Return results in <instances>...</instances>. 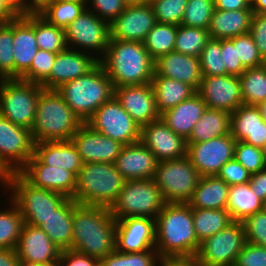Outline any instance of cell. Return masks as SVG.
Listing matches in <instances>:
<instances>
[{"instance_id":"cell-55","label":"cell","mask_w":266,"mask_h":266,"mask_svg":"<svg viewBox=\"0 0 266 266\" xmlns=\"http://www.w3.org/2000/svg\"><path fill=\"white\" fill-rule=\"evenodd\" d=\"M234 266H266V247L246 242Z\"/></svg>"},{"instance_id":"cell-62","label":"cell","mask_w":266,"mask_h":266,"mask_svg":"<svg viewBox=\"0 0 266 266\" xmlns=\"http://www.w3.org/2000/svg\"><path fill=\"white\" fill-rule=\"evenodd\" d=\"M215 9L236 11L243 9H251V4L248 0H214Z\"/></svg>"},{"instance_id":"cell-32","label":"cell","mask_w":266,"mask_h":266,"mask_svg":"<svg viewBox=\"0 0 266 266\" xmlns=\"http://www.w3.org/2000/svg\"><path fill=\"white\" fill-rule=\"evenodd\" d=\"M229 189L230 186L217 175L202 176L187 204L191 208L226 209Z\"/></svg>"},{"instance_id":"cell-2","label":"cell","mask_w":266,"mask_h":266,"mask_svg":"<svg viewBox=\"0 0 266 266\" xmlns=\"http://www.w3.org/2000/svg\"><path fill=\"white\" fill-rule=\"evenodd\" d=\"M155 249L162 257H193L200 242L196 237L192 208L187 203H165L155 219Z\"/></svg>"},{"instance_id":"cell-27","label":"cell","mask_w":266,"mask_h":266,"mask_svg":"<svg viewBox=\"0 0 266 266\" xmlns=\"http://www.w3.org/2000/svg\"><path fill=\"white\" fill-rule=\"evenodd\" d=\"M154 73L188 84L196 92L202 80L200 59L177 51L170 52L155 60Z\"/></svg>"},{"instance_id":"cell-12","label":"cell","mask_w":266,"mask_h":266,"mask_svg":"<svg viewBox=\"0 0 266 266\" xmlns=\"http://www.w3.org/2000/svg\"><path fill=\"white\" fill-rule=\"evenodd\" d=\"M245 243L243 223L234 221L200 242L195 258L201 266H234Z\"/></svg>"},{"instance_id":"cell-34","label":"cell","mask_w":266,"mask_h":266,"mask_svg":"<svg viewBox=\"0 0 266 266\" xmlns=\"http://www.w3.org/2000/svg\"><path fill=\"white\" fill-rule=\"evenodd\" d=\"M151 85L160 114L177 106L196 93V91L188 84L175 79L158 76L155 73Z\"/></svg>"},{"instance_id":"cell-65","label":"cell","mask_w":266,"mask_h":266,"mask_svg":"<svg viewBox=\"0 0 266 266\" xmlns=\"http://www.w3.org/2000/svg\"><path fill=\"white\" fill-rule=\"evenodd\" d=\"M6 5L16 14L22 15L23 0H3Z\"/></svg>"},{"instance_id":"cell-71","label":"cell","mask_w":266,"mask_h":266,"mask_svg":"<svg viewBox=\"0 0 266 266\" xmlns=\"http://www.w3.org/2000/svg\"><path fill=\"white\" fill-rule=\"evenodd\" d=\"M62 1H71V2H76V1H86V0H62Z\"/></svg>"},{"instance_id":"cell-11","label":"cell","mask_w":266,"mask_h":266,"mask_svg":"<svg viewBox=\"0 0 266 266\" xmlns=\"http://www.w3.org/2000/svg\"><path fill=\"white\" fill-rule=\"evenodd\" d=\"M34 145L31 130L0 115V181L26 165L34 154Z\"/></svg>"},{"instance_id":"cell-28","label":"cell","mask_w":266,"mask_h":266,"mask_svg":"<svg viewBox=\"0 0 266 266\" xmlns=\"http://www.w3.org/2000/svg\"><path fill=\"white\" fill-rule=\"evenodd\" d=\"M230 133L236 141L262 148L266 143V121L259 108L243 104L232 112Z\"/></svg>"},{"instance_id":"cell-19","label":"cell","mask_w":266,"mask_h":266,"mask_svg":"<svg viewBox=\"0 0 266 266\" xmlns=\"http://www.w3.org/2000/svg\"><path fill=\"white\" fill-rule=\"evenodd\" d=\"M71 48L58 52L49 77L41 84L44 89L56 90L62 84L88 74L98 64L99 59Z\"/></svg>"},{"instance_id":"cell-46","label":"cell","mask_w":266,"mask_h":266,"mask_svg":"<svg viewBox=\"0 0 266 266\" xmlns=\"http://www.w3.org/2000/svg\"><path fill=\"white\" fill-rule=\"evenodd\" d=\"M13 19L0 23V79H14Z\"/></svg>"},{"instance_id":"cell-4","label":"cell","mask_w":266,"mask_h":266,"mask_svg":"<svg viewBox=\"0 0 266 266\" xmlns=\"http://www.w3.org/2000/svg\"><path fill=\"white\" fill-rule=\"evenodd\" d=\"M83 122L65 103L56 90L43 89L39 95L34 125L33 139L43 141H71L72 136Z\"/></svg>"},{"instance_id":"cell-30","label":"cell","mask_w":266,"mask_h":266,"mask_svg":"<svg viewBox=\"0 0 266 266\" xmlns=\"http://www.w3.org/2000/svg\"><path fill=\"white\" fill-rule=\"evenodd\" d=\"M42 164L64 168L76 177L83 162L72 141L36 142L33 154Z\"/></svg>"},{"instance_id":"cell-57","label":"cell","mask_w":266,"mask_h":266,"mask_svg":"<svg viewBox=\"0 0 266 266\" xmlns=\"http://www.w3.org/2000/svg\"><path fill=\"white\" fill-rule=\"evenodd\" d=\"M263 59L266 58V14L253 13L250 32Z\"/></svg>"},{"instance_id":"cell-64","label":"cell","mask_w":266,"mask_h":266,"mask_svg":"<svg viewBox=\"0 0 266 266\" xmlns=\"http://www.w3.org/2000/svg\"><path fill=\"white\" fill-rule=\"evenodd\" d=\"M16 14L6 5L3 0H0V23H7L13 19Z\"/></svg>"},{"instance_id":"cell-58","label":"cell","mask_w":266,"mask_h":266,"mask_svg":"<svg viewBox=\"0 0 266 266\" xmlns=\"http://www.w3.org/2000/svg\"><path fill=\"white\" fill-rule=\"evenodd\" d=\"M59 262L62 266H100V260L73 249L61 250Z\"/></svg>"},{"instance_id":"cell-14","label":"cell","mask_w":266,"mask_h":266,"mask_svg":"<svg viewBox=\"0 0 266 266\" xmlns=\"http://www.w3.org/2000/svg\"><path fill=\"white\" fill-rule=\"evenodd\" d=\"M91 128L123 145L140 141L141 127L113 96L86 121Z\"/></svg>"},{"instance_id":"cell-53","label":"cell","mask_w":266,"mask_h":266,"mask_svg":"<svg viewBox=\"0 0 266 266\" xmlns=\"http://www.w3.org/2000/svg\"><path fill=\"white\" fill-rule=\"evenodd\" d=\"M126 7L127 4L124 0H86V9L109 24L113 22Z\"/></svg>"},{"instance_id":"cell-49","label":"cell","mask_w":266,"mask_h":266,"mask_svg":"<svg viewBox=\"0 0 266 266\" xmlns=\"http://www.w3.org/2000/svg\"><path fill=\"white\" fill-rule=\"evenodd\" d=\"M150 5L158 23L181 25L187 0H151Z\"/></svg>"},{"instance_id":"cell-16","label":"cell","mask_w":266,"mask_h":266,"mask_svg":"<svg viewBox=\"0 0 266 266\" xmlns=\"http://www.w3.org/2000/svg\"><path fill=\"white\" fill-rule=\"evenodd\" d=\"M197 93L210 109L232 113L243 105L240 80L236 75L202 76Z\"/></svg>"},{"instance_id":"cell-17","label":"cell","mask_w":266,"mask_h":266,"mask_svg":"<svg viewBox=\"0 0 266 266\" xmlns=\"http://www.w3.org/2000/svg\"><path fill=\"white\" fill-rule=\"evenodd\" d=\"M157 23L150 4L127 5L110 23V39L144 42Z\"/></svg>"},{"instance_id":"cell-7","label":"cell","mask_w":266,"mask_h":266,"mask_svg":"<svg viewBox=\"0 0 266 266\" xmlns=\"http://www.w3.org/2000/svg\"><path fill=\"white\" fill-rule=\"evenodd\" d=\"M125 182L114 163H83L73 199L78 204L110 209Z\"/></svg>"},{"instance_id":"cell-26","label":"cell","mask_w":266,"mask_h":266,"mask_svg":"<svg viewBox=\"0 0 266 266\" xmlns=\"http://www.w3.org/2000/svg\"><path fill=\"white\" fill-rule=\"evenodd\" d=\"M37 51L34 15H16L13 18L14 79L30 68Z\"/></svg>"},{"instance_id":"cell-29","label":"cell","mask_w":266,"mask_h":266,"mask_svg":"<svg viewBox=\"0 0 266 266\" xmlns=\"http://www.w3.org/2000/svg\"><path fill=\"white\" fill-rule=\"evenodd\" d=\"M207 105L196 92L177 106L161 113L162 121L177 135L187 140Z\"/></svg>"},{"instance_id":"cell-38","label":"cell","mask_w":266,"mask_h":266,"mask_svg":"<svg viewBox=\"0 0 266 266\" xmlns=\"http://www.w3.org/2000/svg\"><path fill=\"white\" fill-rule=\"evenodd\" d=\"M244 105L258 106L266 101V68L264 66L246 69L240 76Z\"/></svg>"},{"instance_id":"cell-9","label":"cell","mask_w":266,"mask_h":266,"mask_svg":"<svg viewBox=\"0 0 266 266\" xmlns=\"http://www.w3.org/2000/svg\"><path fill=\"white\" fill-rule=\"evenodd\" d=\"M200 177L186 155L182 158L158 162L153 180L165 203H187Z\"/></svg>"},{"instance_id":"cell-50","label":"cell","mask_w":266,"mask_h":266,"mask_svg":"<svg viewBox=\"0 0 266 266\" xmlns=\"http://www.w3.org/2000/svg\"><path fill=\"white\" fill-rule=\"evenodd\" d=\"M234 159L243 165L250 173L256 174L266 167L262 148L255 147L243 141H237Z\"/></svg>"},{"instance_id":"cell-15","label":"cell","mask_w":266,"mask_h":266,"mask_svg":"<svg viewBox=\"0 0 266 266\" xmlns=\"http://www.w3.org/2000/svg\"><path fill=\"white\" fill-rule=\"evenodd\" d=\"M236 140L230 134L201 143H187V156L199 175L215 176L222 166L234 159Z\"/></svg>"},{"instance_id":"cell-22","label":"cell","mask_w":266,"mask_h":266,"mask_svg":"<svg viewBox=\"0 0 266 266\" xmlns=\"http://www.w3.org/2000/svg\"><path fill=\"white\" fill-rule=\"evenodd\" d=\"M114 96L140 127L161 118L151 83L115 87Z\"/></svg>"},{"instance_id":"cell-44","label":"cell","mask_w":266,"mask_h":266,"mask_svg":"<svg viewBox=\"0 0 266 266\" xmlns=\"http://www.w3.org/2000/svg\"><path fill=\"white\" fill-rule=\"evenodd\" d=\"M159 258L156 249L131 253L115 250L100 260V266H157Z\"/></svg>"},{"instance_id":"cell-31","label":"cell","mask_w":266,"mask_h":266,"mask_svg":"<svg viewBox=\"0 0 266 266\" xmlns=\"http://www.w3.org/2000/svg\"><path fill=\"white\" fill-rule=\"evenodd\" d=\"M252 9L236 11L215 9L208 27L213 39H231L250 32Z\"/></svg>"},{"instance_id":"cell-73","label":"cell","mask_w":266,"mask_h":266,"mask_svg":"<svg viewBox=\"0 0 266 266\" xmlns=\"http://www.w3.org/2000/svg\"><path fill=\"white\" fill-rule=\"evenodd\" d=\"M263 66L266 68V58L264 59V64Z\"/></svg>"},{"instance_id":"cell-43","label":"cell","mask_w":266,"mask_h":266,"mask_svg":"<svg viewBox=\"0 0 266 266\" xmlns=\"http://www.w3.org/2000/svg\"><path fill=\"white\" fill-rule=\"evenodd\" d=\"M86 9V1L55 0L40 15L50 24L65 29Z\"/></svg>"},{"instance_id":"cell-33","label":"cell","mask_w":266,"mask_h":266,"mask_svg":"<svg viewBox=\"0 0 266 266\" xmlns=\"http://www.w3.org/2000/svg\"><path fill=\"white\" fill-rule=\"evenodd\" d=\"M73 199L69 198L54 214L43 220L38 227L60 249H72Z\"/></svg>"},{"instance_id":"cell-66","label":"cell","mask_w":266,"mask_h":266,"mask_svg":"<svg viewBox=\"0 0 266 266\" xmlns=\"http://www.w3.org/2000/svg\"><path fill=\"white\" fill-rule=\"evenodd\" d=\"M251 9L256 14H266V0H253Z\"/></svg>"},{"instance_id":"cell-40","label":"cell","mask_w":266,"mask_h":266,"mask_svg":"<svg viewBox=\"0 0 266 266\" xmlns=\"http://www.w3.org/2000/svg\"><path fill=\"white\" fill-rule=\"evenodd\" d=\"M34 31L38 49L58 53L68 48L65 29L50 24L41 15H34Z\"/></svg>"},{"instance_id":"cell-68","label":"cell","mask_w":266,"mask_h":266,"mask_svg":"<svg viewBox=\"0 0 266 266\" xmlns=\"http://www.w3.org/2000/svg\"><path fill=\"white\" fill-rule=\"evenodd\" d=\"M260 110L261 116L266 121V101L262 102L257 106Z\"/></svg>"},{"instance_id":"cell-52","label":"cell","mask_w":266,"mask_h":266,"mask_svg":"<svg viewBox=\"0 0 266 266\" xmlns=\"http://www.w3.org/2000/svg\"><path fill=\"white\" fill-rule=\"evenodd\" d=\"M242 223L246 242L266 247V208L247 217Z\"/></svg>"},{"instance_id":"cell-63","label":"cell","mask_w":266,"mask_h":266,"mask_svg":"<svg viewBox=\"0 0 266 266\" xmlns=\"http://www.w3.org/2000/svg\"><path fill=\"white\" fill-rule=\"evenodd\" d=\"M16 249H0V266H19Z\"/></svg>"},{"instance_id":"cell-25","label":"cell","mask_w":266,"mask_h":266,"mask_svg":"<svg viewBox=\"0 0 266 266\" xmlns=\"http://www.w3.org/2000/svg\"><path fill=\"white\" fill-rule=\"evenodd\" d=\"M157 163L154 154L141 141L124 145L114 162L126 181L153 178Z\"/></svg>"},{"instance_id":"cell-18","label":"cell","mask_w":266,"mask_h":266,"mask_svg":"<svg viewBox=\"0 0 266 266\" xmlns=\"http://www.w3.org/2000/svg\"><path fill=\"white\" fill-rule=\"evenodd\" d=\"M19 173L35 187L74 198L77 177L64 168L42 164L33 155Z\"/></svg>"},{"instance_id":"cell-36","label":"cell","mask_w":266,"mask_h":266,"mask_svg":"<svg viewBox=\"0 0 266 266\" xmlns=\"http://www.w3.org/2000/svg\"><path fill=\"white\" fill-rule=\"evenodd\" d=\"M264 208L265 203L251 190L249 182L230 186L226 209L233 221L243 222Z\"/></svg>"},{"instance_id":"cell-3","label":"cell","mask_w":266,"mask_h":266,"mask_svg":"<svg viewBox=\"0 0 266 266\" xmlns=\"http://www.w3.org/2000/svg\"><path fill=\"white\" fill-rule=\"evenodd\" d=\"M99 63L114 88L151 83L154 75L155 61L142 42L110 39Z\"/></svg>"},{"instance_id":"cell-23","label":"cell","mask_w":266,"mask_h":266,"mask_svg":"<svg viewBox=\"0 0 266 266\" xmlns=\"http://www.w3.org/2000/svg\"><path fill=\"white\" fill-rule=\"evenodd\" d=\"M140 141L151 150L158 162L187 155L186 140L158 119L141 127Z\"/></svg>"},{"instance_id":"cell-21","label":"cell","mask_w":266,"mask_h":266,"mask_svg":"<svg viewBox=\"0 0 266 266\" xmlns=\"http://www.w3.org/2000/svg\"><path fill=\"white\" fill-rule=\"evenodd\" d=\"M83 163H114L124 146L83 123L72 136Z\"/></svg>"},{"instance_id":"cell-48","label":"cell","mask_w":266,"mask_h":266,"mask_svg":"<svg viewBox=\"0 0 266 266\" xmlns=\"http://www.w3.org/2000/svg\"><path fill=\"white\" fill-rule=\"evenodd\" d=\"M56 56L57 53L38 49L30 68L19 79L41 85L49 77Z\"/></svg>"},{"instance_id":"cell-72","label":"cell","mask_w":266,"mask_h":266,"mask_svg":"<svg viewBox=\"0 0 266 266\" xmlns=\"http://www.w3.org/2000/svg\"><path fill=\"white\" fill-rule=\"evenodd\" d=\"M50 266H62V265L60 264V262H58V263L50 265Z\"/></svg>"},{"instance_id":"cell-47","label":"cell","mask_w":266,"mask_h":266,"mask_svg":"<svg viewBox=\"0 0 266 266\" xmlns=\"http://www.w3.org/2000/svg\"><path fill=\"white\" fill-rule=\"evenodd\" d=\"M221 52V39L219 40L210 38L207 41L201 55L199 56L202 76H217L228 74L223 63Z\"/></svg>"},{"instance_id":"cell-39","label":"cell","mask_w":266,"mask_h":266,"mask_svg":"<svg viewBox=\"0 0 266 266\" xmlns=\"http://www.w3.org/2000/svg\"><path fill=\"white\" fill-rule=\"evenodd\" d=\"M176 33L177 25L157 22L147 34L143 44L154 61L174 51Z\"/></svg>"},{"instance_id":"cell-24","label":"cell","mask_w":266,"mask_h":266,"mask_svg":"<svg viewBox=\"0 0 266 266\" xmlns=\"http://www.w3.org/2000/svg\"><path fill=\"white\" fill-rule=\"evenodd\" d=\"M20 261H28L50 266L59 262L61 250L39 227L24 223L16 246Z\"/></svg>"},{"instance_id":"cell-59","label":"cell","mask_w":266,"mask_h":266,"mask_svg":"<svg viewBox=\"0 0 266 266\" xmlns=\"http://www.w3.org/2000/svg\"><path fill=\"white\" fill-rule=\"evenodd\" d=\"M249 185L257 197L266 203V167L251 175Z\"/></svg>"},{"instance_id":"cell-41","label":"cell","mask_w":266,"mask_h":266,"mask_svg":"<svg viewBox=\"0 0 266 266\" xmlns=\"http://www.w3.org/2000/svg\"><path fill=\"white\" fill-rule=\"evenodd\" d=\"M10 208L0 209V249H15L24 225L17 205L11 200Z\"/></svg>"},{"instance_id":"cell-13","label":"cell","mask_w":266,"mask_h":266,"mask_svg":"<svg viewBox=\"0 0 266 266\" xmlns=\"http://www.w3.org/2000/svg\"><path fill=\"white\" fill-rule=\"evenodd\" d=\"M65 35L68 48L88 52L100 60L109 45L110 24L85 9L65 28Z\"/></svg>"},{"instance_id":"cell-20","label":"cell","mask_w":266,"mask_h":266,"mask_svg":"<svg viewBox=\"0 0 266 266\" xmlns=\"http://www.w3.org/2000/svg\"><path fill=\"white\" fill-rule=\"evenodd\" d=\"M155 219L126 217L116 220V250L123 253L155 249Z\"/></svg>"},{"instance_id":"cell-37","label":"cell","mask_w":266,"mask_h":266,"mask_svg":"<svg viewBox=\"0 0 266 266\" xmlns=\"http://www.w3.org/2000/svg\"><path fill=\"white\" fill-rule=\"evenodd\" d=\"M192 217L199 242L215 235L234 222L227 209L192 208Z\"/></svg>"},{"instance_id":"cell-8","label":"cell","mask_w":266,"mask_h":266,"mask_svg":"<svg viewBox=\"0 0 266 266\" xmlns=\"http://www.w3.org/2000/svg\"><path fill=\"white\" fill-rule=\"evenodd\" d=\"M165 202L153 178L129 180L124 183L110 212L115 220L126 217L156 219Z\"/></svg>"},{"instance_id":"cell-42","label":"cell","mask_w":266,"mask_h":266,"mask_svg":"<svg viewBox=\"0 0 266 266\" xmlns=\"http://www.w3.org/2000/svg\"><path fill=\"white\" fill-rule=\"evenodd\" d=\"M209 39L208 29L178 25L174 51L199 58Z\"/></svg>"},{"instance_id":"cell-35","label":"cell","mask_w":266,"mask_h":266,"mask_svg":"<svg viewBox=\"0 0 266 266\" xmlns=\"http://www.w3.org/2000/svg\"><path fill=\"white\" fill-rule=\"evenodd\" d=\"M231 113L207 108L186 143H201L230 134Z\"/></svg>"},{"instance_id":"cell-5","label":"cell","mask_w":266,"mask_h":266,"mask_svg":"<svg viewBox=\"0 0 266 266\" xmlns=\"http://www.w3.org/2000/svg\"><path fill=\"white\" fill-rule=\"evenodd\" d=\"M0 185L10 190L7 193H12L9 200L17 205L24 223L35 227L69 199L60 193L33 186L19 172L7 174Z\"/></svg>"},{"instance_id":"cell-1","label":"cell","mask_w":266,"mask_h":266,"mask_svg":"<svg viewBox=\"0 0 266 266\" xmlns=\"http://www.w3.org/2000/svg\"><path fill=\"white\" fill-rule=\"evenodd\" d=\"M72 249L103 259L116 250V220L110 209L78 204L73 199Z\"/></svg>"},{"instance_id":"cell-51","label":"cell","mask_w":266,"mask_h":266,"mask_svg":"<svg viewBox=\"0 0 266 266\" xmlns=\"http://www.w3.org/2000/svg\"><path fill=\"white\" fill-rule=\"evenodd\" d=\"M237 46V54L242 65L248 68L263 66L264 59L260 55L252 36L248 34L236 36L230 39Z\"/></svg>"},{"instance_id":"cell-70","label":"cell","mask_w":266,"mask_h":266,"mask_svg":"<svg viewBox=\"0 0 266 266\" xmlns=\"http://www.w3.org/2000/svg\"><path fill=\"white\" fill-rule=\"evenodd\" d=\"M262 152L264 154V158H265V161H266V143L264 144V146L262 147Z\"/></svg>"},{"instance_id":"cell-56","label":"cell","mask_w":266,"mask_h":266,"mask_svg":"<svg viewBox=\"0 0 266 266\" xmlns=\"http://www.w3.org/2000/svg\"><path fill=\"white\" fill-rule=\"evenodd\" d=\"M223 63L226 72L230 75L240 76L246 68L242 65L237 54V46L230 39H221Z\"/></svg>"},{"instance_id":"cell-6","label":"cell","mask_w":266,"mask_h":266,"mask_svg":"<svg viewBox=\"0 0 266 266\" xmlns=\"http://www.w3.org/2000/svg\"><path fill=\"white\" fill-rule=\"evenodd\" d=\"M56 91L83 123L114 96L112 81L100 63L88 74L62 84Z\"/></svg>"},{"instance_id":"cell-69","label":"cell","mask_w":266,"mask_h":266,"mask_svg":"<svg viewBox=\"0 0 266 266\" xmlns=\"http://www.w3.org/2000/svg\"><path fill=\"white\" fill-rule=\"evenodd\" d=\"M19 266H46L40 263L28 262V261H20Z\"/></svg>"},{"instance_id":"cell-45","label":"cell","mask_w":266,"mask_h":266,"mask_svg":"<svg viewBox=\"0 0 266 266\" xmlns=\"http://www.w3.org/2000/svg\"><path fill=\"white\" fill-rule=\"evenodd\" d=\"M214 10V0H187L181 25L208 29Z\"/></svg>"},{"instance_id":"cell-54","label":"cell","mask_w":266,"mask_h":266,"mask_svg":"<svg viewBox=\"0 0 266 266\" xmlns=\"http://www.w3.org/2000/svg\"><path fill=\"white\" fill-rule=\"evenodd\" d=\"M217 176L229 186H233L248 183L251 178V173L238 161L232 159L222 166Z\"/></svg>"},{"instance_id":"cell-10","label":"cell","mask_w":266,"mask_h":266,"mask_svg":"<svg viewBox=\"0 0 266 266\" xmlns=\"http://www.w3.org/2000/svg\"><path fill=\"white\" fill-rule=\"evenodd\" d=\"M44 88L20 79H0V115L31 130L36 106Z\"/></svg>"},{"instance_id":"cell-61","label":"cell","mask_w":266,"mask_h":266,"mask_svg":"<svg viewBox=\"0 0 266 266\" xmlns=\"http://www.w3.org/2000/svg\"><path fill=\"white\" fill-rule=\"evenodd\" d=\"M160 264V265H159ZM157 266H201L195 256L193 257H162Z\"/></svg>"},{"instance_id":"cell-67","label":"cell","mask_w":266,"mask_h":266,"mask_svg":"<svg viewBox=\"0 0 266 266\" xmlns=\"http://www.w3.org/2000/svg\"><path fill=\"white\" fill-rule=\"evenodd\" d=\"M127 5L150 4L151 0H124Z\"/></svg>"},{"instance_id":"cell-60","label":"cell","mask_w":266,"mask_h":266,"mask_svg":"<svg viewBox=\"0 0 266 266\" xmlns=\"http://www.w3.org/2000/svg\"><path fill=\"white\" fill-rule=\"evenodd\" d=\"M55 0H23L22 16L25 15H40L46 10Z\"/></svg>"}]
</instances>
